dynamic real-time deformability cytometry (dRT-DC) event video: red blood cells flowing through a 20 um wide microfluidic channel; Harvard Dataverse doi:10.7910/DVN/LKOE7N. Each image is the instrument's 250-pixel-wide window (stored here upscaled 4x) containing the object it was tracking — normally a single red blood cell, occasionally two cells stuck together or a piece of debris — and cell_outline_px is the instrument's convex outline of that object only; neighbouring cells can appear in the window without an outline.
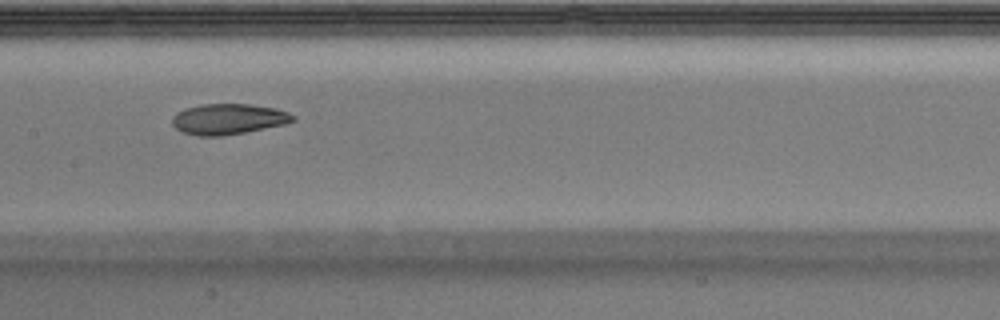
{"species": "Egyptian fruit bat (a non-hibernating species)", "species_latin": "Rousettus aegyptiacus", "temperature_condition": "warm", "stored_images_in_passage": 31, "camera_frame_rate_fps": 3000, "um_per_image_px": 0.085, "animal": {"sex": "male"}, "frame": {"image": 1, "passage_image": 10, "time_ms": 3.0, "image_size_px": [1000, 320], "cell_outline_px": [[296, 120], [284, 124], [244, 132], [220, 136], [200, 136], [184, 132], [176, 128], [172, 124], [172, 116], [176, 112], [188, 108], [204, 104], [252, 104], [276, 108], [288, 112], [296, 116]], "centroid_in_image_um": [19.43, 10.11], "position_along_channel_um": 188.0, "area_um2": 21.44}}